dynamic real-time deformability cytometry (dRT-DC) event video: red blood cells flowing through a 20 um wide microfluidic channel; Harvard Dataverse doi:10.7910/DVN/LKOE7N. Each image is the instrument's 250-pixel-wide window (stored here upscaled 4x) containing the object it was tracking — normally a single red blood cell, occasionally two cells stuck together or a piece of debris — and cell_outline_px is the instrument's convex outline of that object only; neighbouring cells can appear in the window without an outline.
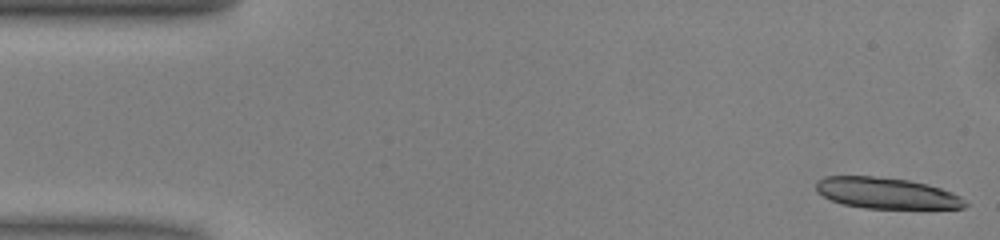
{"species": "common noctule bat (a hibernating species)", "species_latin": "Nyctalus noctula", "temperature_condition": "warm", "stored_images_in_passage": 50, "camera_frame_rate_fps": 3000, "um_per_image_px": 0.085, "animal": {"sex": "male", "body_mass_g": 13.0, "forearm_length_mm": 53.1}, "frame": {"image": 1, "passage_image": 1, "time_ms": 0.0, "image_size_px": [1000, 240], "cell_outline_px": [[968, 204], [964, 208], [864, 208], [844, 204], [832, 200], [816, 192], [816, 180], [824, 176], [872, 176], [908, 180], [928, 184], [952, 192], [960, 196]], "centroid_in_image_um": [75.33, 16.41], "position_along_channel_um": 9.7, "area_um2": 26.88}}
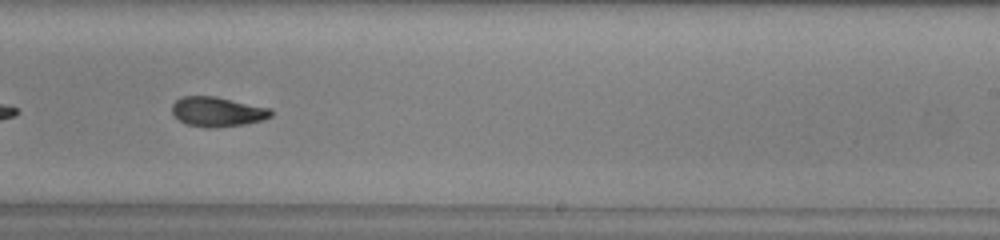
{"frame": {"image": 2, "passage_image": 30, "time_ms": 9.667, "image_size_px": [1000, 240], "cell_outline_px": [[272, 116], [264, 120], [244, 124], [216, 128], [204, 128], [188, 124], [180, 120], [172, 112], [172, 104], [176, 100], [184, 96], [216, 96], [272, 108]], "centroid_in_image_um": [18.52, 9.5], "position_along_channel_um": 270.5, "area_um2": 17.28}}
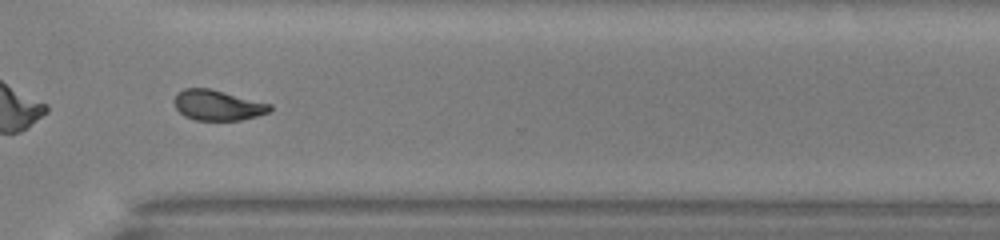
{"frame": {"image": 3, "passage_image": 36, "time_ms": 11.667, "image_size_px": [1000, 240], "cell_outline_px": [[272, 108], [268, 112], [256, 116], [240, 120], [196, 120], [184, 116], [176, 108], [176, 92], [184, 88], [208, 88], [272, 104]], "centroid_in_image_um": [18.5, 8.94], "position_along_channel_um": 352.1, "area_um2": 16.7}, "authors_computed_cell_mechanics": {"area_um2": 17.6001, "velocity_mm_per_s": 4.0554, "shape_relaxation_time_tau1_ms": 4.1938, "shape_relaxation_time_tau2_ms": 4.0346, "deformation_change_tau1": 0.1506, "deformation_change_tau2": 0.1026}}